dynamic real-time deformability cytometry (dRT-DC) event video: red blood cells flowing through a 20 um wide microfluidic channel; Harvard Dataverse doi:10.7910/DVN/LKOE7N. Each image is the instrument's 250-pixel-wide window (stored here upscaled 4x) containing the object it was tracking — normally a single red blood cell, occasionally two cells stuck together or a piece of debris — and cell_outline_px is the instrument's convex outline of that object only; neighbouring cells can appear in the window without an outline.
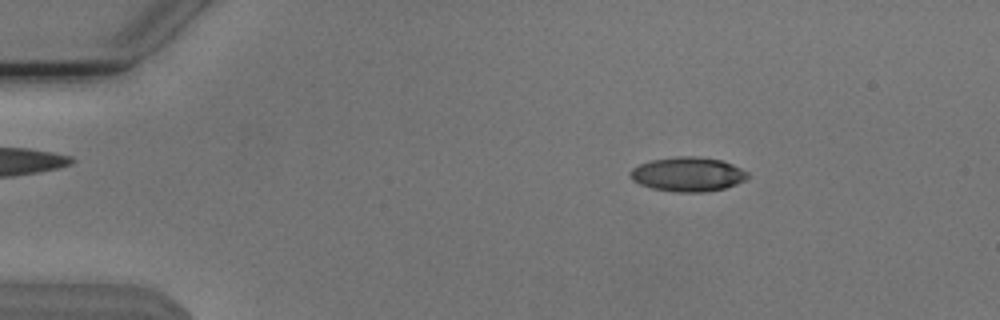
{"species": "Egyptian fruit bat (a non-hibernating species)", "species_latin": "Rousettus aegyptiacus", "temperature_condition": "cold", "stored_images_in_passage": 52, "camera_frame_rate_fps": 3000, "um_per_image_px": 0.085, "animal": {"sex": "male"}, "frame": {"image": 1, "passage_image": 7, "time_ms": 2.0, "image_size_px": [1000, 320], "cell_outline_px": [[748, 176], [744, 180], [736, 184], [724, 188], [704, 192], [676, 192], [652, 188], [640, 184], [632, 180], [628, 172], [632, 168], [640, 164], [652, 160], [676, 156], [696, 156], [720, 160], [732, 164], [748, 172]], "centroid_in_image_um": [58.44, 14.81], "position_along_channel_um": 26.6, "area_um2": 23.41}}
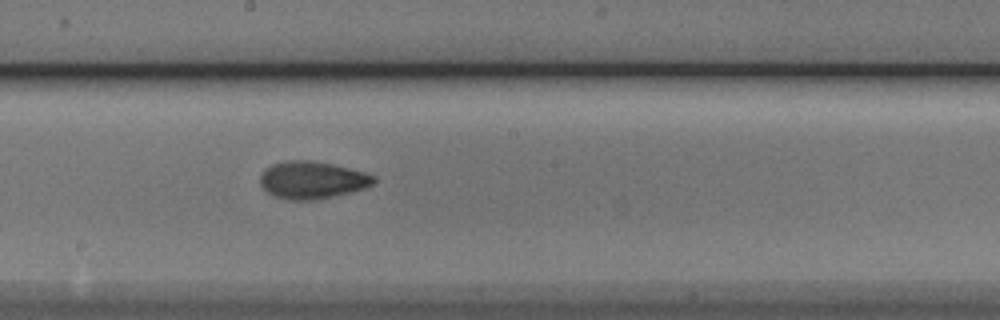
{"frame": {"image": 2, "passage_image": 28, "time_ms": 9.0, "image_size_px": [1000, 320], "cell_outline_px": [[376, 180], [372, 184], [364, 188], [352, 192], [312, 200], [288, 200], [272, 196], [260, 184], [260, 172], [264, 168], [272, 164], [284, 160], [308, 160], [332, 164], [364, 172], [376, 176]], "centroid_in_image_um": [26.49, 15.3], "position_along_channel_um": 221.7, "area_um2": 24.85}}
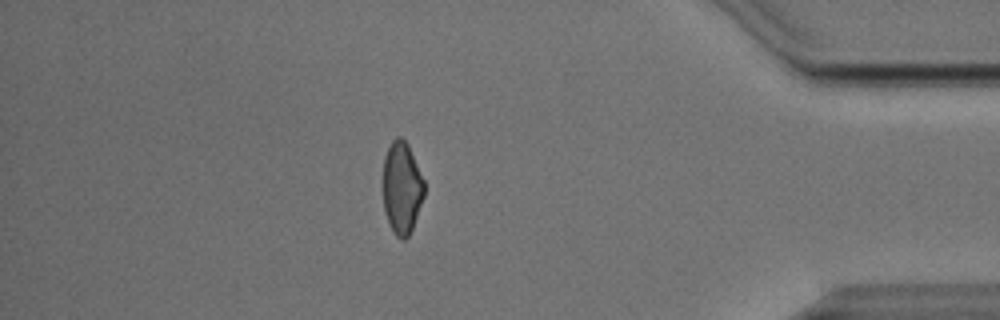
{"frame": {"image": 3, "passage_image": 45, "time_ms": 14.667, "image_size_px": [1000, 320], "cell_outline_px": [[424, 196], [412, 228], [408, 236], [404, 240], [400, 240], [396, 236], [384, 212], [380, 184], [384, 156], [392, 140], [396, 136], [400, 136], [408, 144], [424, 180]], "centroid_in_image_um": [34.1, 15.94], "position_along_channel_um": 401.1, "area_um2": 22.72}}